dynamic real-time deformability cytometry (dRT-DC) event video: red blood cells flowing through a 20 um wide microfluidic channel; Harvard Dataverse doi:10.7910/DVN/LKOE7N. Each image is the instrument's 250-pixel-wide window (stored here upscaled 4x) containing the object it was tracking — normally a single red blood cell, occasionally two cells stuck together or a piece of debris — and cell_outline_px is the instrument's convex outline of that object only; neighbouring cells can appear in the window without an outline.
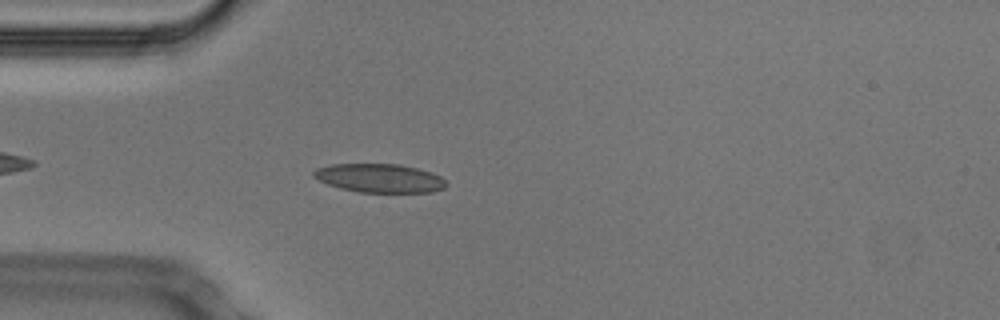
{"species": "Egyptian fruit bat (a non-hibernating species)", "species_latin": "Rousettus aegyptiacus", "temperature_condition": "cold", "stored_images_in_passage": 43, "camera_frame_rate_fps": 3000, "um_per_image_px": 0.085, "animal": {"sex": "male"}, "frame": {"image": 1, "passage_image": 5, "time_ms": 1.333, "image_size_px": [1000, 320], "cell_outline_px": [[444, 188], [432, 192], [360, 192], [340, 188], [328, 184], [312, 176], [312, 172], [316, 168], [332, 164], [400, 164], [432, 172], [440, 176], [444, 180]], "centroid_in_image_um": [32.24, 15.13], "position_along_channel_um": 52.8, "area_um2": 22.02}}
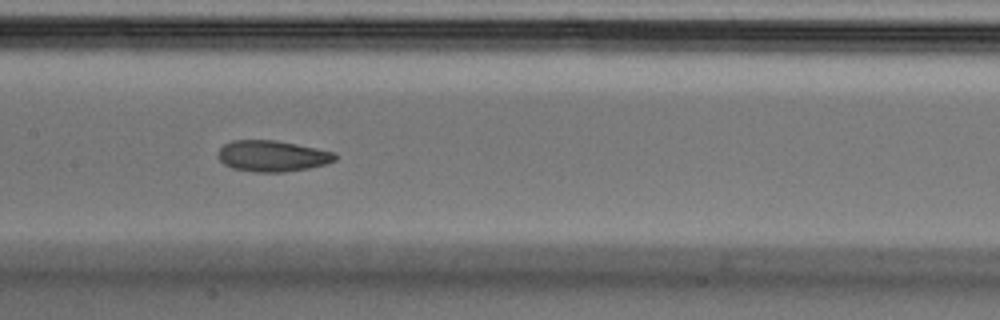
{"frame": {"image": 2, "passage_image": 16, "time_ms": 5.0, "image_size_px": [1000, 320], "cell_outline_px": [[336, 160], [324, 164], [308, 168], [284, 172], [256, 172], [232, 168], [224, 164], [220, 160], [216, 152], [224, 144], [232, 140], [276, 140], [336, 152]], "centroid_in_image_um": [23.12, 13.25], "position_along_channel_um": 184.3, "area_um2": 21.21}}
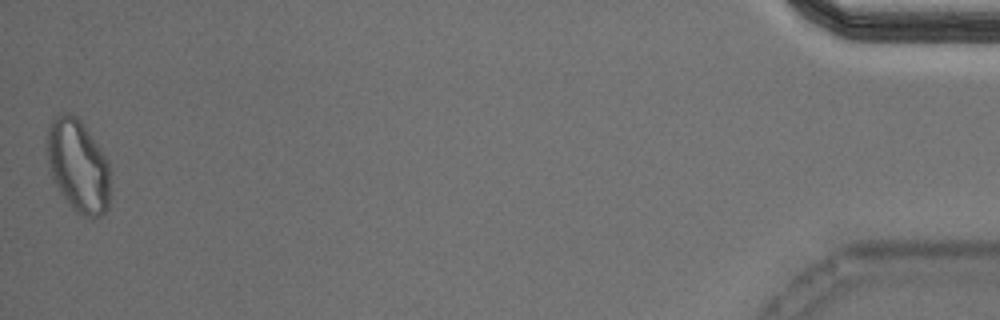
{"frame": {"image": 3, "passage_image": 43, "time_ms": 14.0, "image_size_px": [1000, 320], "cell_outline_px": [[108, 208], [100, 216], [92, 220], [76, 212], [68, 204], [52, 180], [48, 164], [48, 128], [52, 120], [56, 116], [64, 112], [72, 112], [84, 124], [100, 148], [108, 164]], "centroid_in_image_um": [6.62, 14.11], "position_along_channel_um": 428.6, "area_um2": 33.99}, "authors_computed_cell_mechanics": {"area_um2": 22.0796, "velocity_mm_per_s": 3.7481, "shape_relaxation_time_tau1_ms": null, "shape_relaxation_time_tau2_ms": 2.7729, "deformation_change_tau1": null, "deformation_change_tau2": 0.0776}}